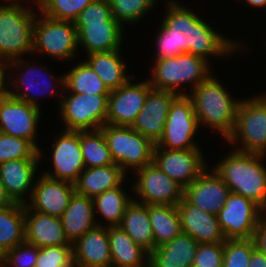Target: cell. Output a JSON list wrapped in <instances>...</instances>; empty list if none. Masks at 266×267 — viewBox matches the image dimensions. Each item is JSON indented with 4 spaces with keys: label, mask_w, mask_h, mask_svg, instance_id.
I'll list each match as a JSON object with an SVG mask.
<instances>
[{
    "label": "cell",
    "mask_w": 266,
    "mask_h": 267,
    "mask_svg": "<svg viewBox=\"0 0 266 267\" xmlns=\"http://www.w3.org/2000/svg\"><path fill=\"white\" fill-rule=\"evenodd\" d=\"M165 2L166 15L155 38V60L191 53L210 63L208 56H231L246 48L242 41L230 39L215 31L181 2Z\"/></svg>",
    "instance_id": "obj_1"
},
{
    "label": "cell",
    "mask_w": 266,
    "mask_h": 267,
    "mask_svg": "<svg viewBox=\"0 0 266 267\" xmlns=\"http://www.w3.org/2000/svg\"><path fill=\"white\" fill-rule=\"evenodd\" d=\"M264 154L231 150L214 167L232 193L244 196L266 210V165Z\"/></svg>",
    "instance_id": "obj_2"
},
{
    "label": "cell",
    "mask_w": 266,
    "mask_h": 267,
    "mask_svg": "<svg viewBox=\"0 0 266 267\" xmlns=\"http://www.w3.org/2000/svg\"><path fill=\"white\" fill-rule=\"evenodd\" d=\"M189 93L199 127L209 126L226 140L234 129L241 99L232 98L220 80L212 74Z\"/></svg>",
    "instance_id": "obj_3"
},
{
    "label": "cell",
    "mask_w": 266,
    "mask_h": 267,
    "mask_svg": "<svg viewBox=\"0 0 266 267\" xmlns=\"http://www.w3.org/2000/svg\"><path fill=\"white\" fill-rule=\"evenodd\" d=\"M28 7L20 1L0 4V60L6 63L32 54L37 12Z\"/></svg>",
    "instance_id": "obj_4"
},
{
    "label": "cell",
    "mask_w": 266,
    "mask_h": 267,
    "mask_svg": "<svg viewBox=\"0 0 266 267\" xmlns=\"http://www.w3.org/2000/svg\"><path fill=\"white\" fill-rule=\"evenodd\" d=\"M211 71V64L204 58L191 53H183L155 60L151 78L148 80L153 89L171 91L177 95H188L186 91L181 90L183 87L181 85L189 83V92H191L211 75Z\"/></svg>",
    "instance_id": "obj_5"
},
{
    "label": "cell",
    "mask_w": 266,
    "mask_h": 267,
    "mask_svg": "<svg viewBox=\"0 0 266 267\" xmlns=\"http://www.w3.org/2000/svg\"><path fill=\"white\" fill-rule=\"evenodd\" d=\"M226 141L237 143L233 149L266 155V93L240 101L234 129Z\"/></svg>",
    "instance_id": "obj_6"
},
{
    "label": "cell",
    "mask_w": 266,
    "mask_h": 267,
    "mask_svg": "<svg viewBox=\"0 0 266 267\" xmlns=\"http://www.w3.org/2000/svg\"><path fill=\"white\" fill-rule=\"evenodd\" d=\"M115 164L127 174L152 163L154 144L131 126L105 124L100 128Z\"/></svg>",
    "instance_id": "obj_7"
},
{
    "label": "cell",
    "mask_w": 266,
    "mask_h": 267,
    "mask_svg": "<svg viewBox=\"0 0 266 267\" xmlns=\"http://www.w3.org/2000/svg\"><path fill=\"white\" fill-rule=\"evenodd\" d=\"M78 49L74 22L51 19L37 12L33 27V54L39 51L53 59L69 61L76 57Z\"/></svg>",
    "instance_id": "obj_8"
},
{
    "label": "cell",
    "mask_w": 266,
    "mask_h": 267,
    "mask_svg": "<svg viewBox=\"0 0 266 267\" xmlns=\"http://www.w3.org/2000/svg\"><path fill=\"white\" fill-rule=\"evenodd\" d=\"M63 92L59 100L65 130H97L106 124L109 94H74Z\"/></svg>",
    "instance_id": "obj_9"
},
{
    "label": "cell",
    "mask_w": 266,
    "mask_h": 267,
    "mask_svg": "<svg viewBox=\"0 0 266 267\" xmlns=\"http://www.w3.org/2000/svg\"><path fill=\"white\" fill-rule=\"evenodd\" d=\"M199 128L191 98L177 95L170 104L162 138L154 148L200 149L194 139Z\"/></svg>",
    "instance_id": "obj_10"
},
{
    "label": "cell",
    "mask_w": 266,
    "mask_h": 267,
    "mask_svg": "<svg viewBox=\"0 0 266 267\" xmlns=\"http://www.w3.org/2000/svg\"><path fill=\"white\" fill-rule=\"evenodd\" d=\"M24 57L13 60L9 63H7V69H8V73L9 75H7V93L9 95H11L12 97L19 99L20 101L23 102H27L28 104L34 105L36 107L40 108V104L38 103V99L36 98L38 95L40 96H44L45 93H49L48 96H58L60 95L62 97L63 92H64V74H62L61 77H56L53 76L52 74H48L50 72H47V68L45 66H37L35 65V63H33V61L27 62L24 61ZM35 66V67H34ZM26 67V71H20L18 78L13 79V76H11V72L9 71V69L11 68H16L15 71H17L18 69ZM40 67V69H39ZM43 71H42V70ZM45 70V71H44ZM47 72V76H51L50 80H48L47 78H45V80L43 78H41L43 76L44 73ZM40 75V76H39ZM40 77V79L42 81L39 80L38 77ZM45 76V74H44ZM56 77V78H55ZM41 82V83H40ZM53 83V84H52ZM54 83H57V85H55ZM9 85V87H8ZM61 87V91L58 90L55 91L56 89H58L57 87ZM37 87V90H36ZM11 88V89H10ZM13 88V89H12ZM15 90V91H14ZM34 90V91H33ZM41 90V91H40ZM36 91V94L33 93ZM40 92L37 93V92ZM43 92V94H41ZM51 92V93H50Z\"/></svg>",
    "instance_id": "obj_11"
},
{
    "label": "cell",
    "mask_w": 266,
    "mask_h": 267,
    "mask_svg": "<svg viewBox=\"0 0 266 267\" xmlns=\"http://www.w3.org/2000/svg\"><path fill=\"white\" fill-rule=\"evenodd\" d=\"M134 173L137 175V181L133 182L131 189L139 198L133 197L137 202L146 205H178L184 198V187L153 162Z\"/></svg>",
    "instance_id": "obj_12"
},
{
    "label": "cell",
    "mask_w": 266,
    "mask_h": 267,
    "mask_svg": "<svg viewBox=\"0 0 266 267\" xmlns=\"http://www.w3.org/2000/svg\"><path fill=\"white\" fill-rule=\"evenodd\" d=\"M263 209L254 201L230 192L217 217L226 239L253 238Z\"/></svg>",
    "instance_id": "obj_13"
},
{
    "label": "cell",
    "mask_w": 266,
    "mask_h": 267,
    "mask_svg": "<svg viewBox=\"0 0 266 267\" xmlns=\"http://www.w3.org/2000/svg\"><path fill=\"white\" fill-rule=\"evenodd\" d=\"M41 110L7 92L0 97V133L31 141L38 149L37 128Z\"/></svg>",
    "instance_id": "obj_14"
},
{
    "label": "cell",
    "mask_w": 266,
    "mask_h": 267,
    "mask_svg": "<svg viewBox=\"0 0 266 267\" xmlns=\"http://www.w3.org/2000/svg\"><path fill=\"white\" fill-rule=\"evenodd\" d=\"M204 158L201 149L168 150L154 148L152 162L185 188L208 169V163Z\"/></svg>",
    "instance_id": "obj_15"
},
{
    "label": "cell",
    "mask_w": 266,
    "mask_h": 267,
    "mask_svg": "<svg viewBox=\"0 0 266 267\" xmlns=\"http://www.w3.org/2000/svg\"><path fill=\"white\" fill-rule=\"evenodd\" d=\"M51 144L53 171L47 170L44 175L75 184L80 174L85 169V163L81 152L80 131L65 130L54 139ZM53 173H52V172Z\"/></svg>",
    "instance_id": "obj_16"
},
{
    "label": "cell",
    "mask_w": 266,
    "mask_h": 267,
    "mask_svg": "<svg viewBox=\"0 0 266 267\" xmlns=\"http://www.w3.org/2000/svg\"><path fill=\"white\" fill-rule=\"evenodd\" d=\"M131 77L120 88L110 91L106 124L132 126L144 106L148 92L152 89L148 79L132 83Z\"/></svg>",
    "instance_id": "obj_17"
},
{
    "label": "cell",
    "mask_w": 266,
    "mask_h": 267,
    "mask_svg": "<svg viewBox=\"0 0 266 267\" xmlns=\"http://www.w3.org/2000/svg\"><path fill=\"white\" fill-rule=\"evenodd\" d=\"M41 174L34 183L30 201L25 205L30 210L60 218L76 192L75 184Z\"/></svg>",
    "instance_id": "obj_18"
},
{
    "label": "cell",
    "mask_w": 266,
    "mask_h": 267,
    "mask_svg": "<svg viewBox=\"0 0 266 267\" xmlns=\"http://www.w3.org/2000/svg\"><path fill=\"white\" fill-rule=\"evenodd\" d=\"M176 93L151 89L131 128L156 145L162 138L169 107Z\"/></svg>",
    "instance_id": "obj_19"
},
{
    "label": "cell",
    "mask_w": 266,
    "mask_h": 267,
    "mask_svg": "<svg viewBox=\"0 0 266 267\" xmlns=\"http://www.w3.org/2000/svg\"><path fill=\"white\" fill-rule=\"evenodd\" d=\"M78 48L92 53L118 50L122 46L124 27L117 21L74 22Z\"/></svg>",
    "instance_id": "obj_20"
},
{
    "label": "cell",
    "mask_w": 266,
    "mask_h": 267,
    "mask_svg": "<svg viewBox=\"0 0 266 267\" xmlns=\"http://www.w3.org/2000/svg\"><path fill=\"white\" fill-rule=\"evenodd\" d=\"M211 169H206L184 188V197L192 205L217 216L231 191L215 170Z\"/></svg>",
    "instance_id": "obj_21"
},
{
    "label": "cell",
    "mask_w": 266,
    "mask_h": 267,
    "mask_svg": "<svg viewBox=\"0 0 266 267\" xmlns=\"http://www.w3.org/2000/svg\"><path fill=\"white\" fill-rule=\"evenodd\" d=\"M182 233L199 244L225 242L226 238L216 215L192 205L185 197L177 205Z\"/></svg>",
    "instance_id": "obj_22"
},
{
    "label": "cell",
    "mask_w": 266,
    "mask_h": 267,
    "mask_svg": "<svg viewBox=\"0 0 266 267\" xmlns=\"http://www.w3.org/2000/svg\"><path fill=\"white\" fill-rule=\"evenodd\" d=\"M40 159H17L0 164V179L14 203L25 205L31 197ZM29 193V198L25 195Z\"/></svg>",
    "instance_id": "obj_23"
},
{
    "label": "cell",
    "mask_w": 266,
    "mask_h": 267,
    "mask_svg": "<svg viewBox=\"0 0 266 267\" xmlns=\"http://www.w3.org/2000/svg\"><path fill=\"white\" fill-rule=\"evenodd\" d=\"M74 267H111L108 227L96 226L73 244Z\"/></svg>",
    "instance_id": "obj_24"
},
{
    "label": "cell",
    "mask_w": 266,
    "mask_h": 267,
    "mask_svg": "<svg viewBox=\"0 0 266 267\" xmlns=\"http://www.w3.org/2000/svg\"><path fill=\"white\" fill-rule=\"evenodd\" d=\"M25 242L39 248L72 245L65 236L61 218L30 210L26 205Z\"/></svg>",
    "instance_id": "obj_25"
},
{
    "label": "cell",
    "mask_w": 266,
    "mask_h": 267,
    "mask_svg": "<svg viewBox=\"0 0 266 267\" xmlns=\"http://www.w3.org/2000/svg\"><path fill=\"white\" fill-rule=\"evenodd\" d=\"M60 218L65 236L71 244L96 226H105L96 220L92 198L76 192Z\"/></svg>",
    "instance_id": "obj_26"
},
{
    "label": "cell",
    "mask_w": 266,
    "mask_h": 267,
    "mask_svg": "<svg viewBox=\"0 0 266 267\" xmlns=\"http://www.w3.org/2000/svg\"><path fill=\"white\" fill-rule=\"evenodd\" d=\"M199 243L181 233L149 253V267H192Z\"/></svg>",
    "instance_id": "obj_27"
},
{
    "label": "cell",
    "mask_w": 266,
    "mask_h": 267,
    "mask_svg": "<svg viewBox=\"0 0 266 267\" xmlns=\"http://www.w3.org/2000/svg\"><path fill=\"white\" fill-rule=\"evenodd\" d=\"M126 174L117 164L85 168L75 183V191L77 194L93 198L124 184Z\"/></svg>",
    "instance_id": "obj_28"
},
{
    "label": "cell",
    "mask_w": 266,
    "mask_h": 267,
    "mask_svg": "<svg viewBox=\"0 0 266 267\" xmlns=\"http://www.w3.org/2000/svg\"><path fill=\"white\" fill-rule=\"evenodd\" d=\"M111 267H149V252L119 226L108 227Z\"/></svg>",
    "instance_id": "obj_29"
},
{
    "label": "cell",
    "mask_w": 266,
    "mask_h": 267,
    "mask_svg": "<svg viewBox=\"0 0 266 267\" xmlns=\"http://www.w3.org/2000/svg\"><path fill=\"white\" fill-rule=\"evenodd\" d=\"M119 227L149 253L154 250L155 240L148 214V205L133 199L126 207Z\"/></svg>",
    "instance_id": "obj_30"
},
{
    "label": "cell",
    "mask_w": 266,
    "mask_h": 267,
    "mask_svg": "<svg viewBox=\"0 0 266 267\" xmlns=\"http://www.w3.org/2000/svg\"><path fill=\"white\" fill-rule=\"evenodd\" d=\"M120 49L109 52L87 55L86 62L103 81L109 91L124 85L133 75L126 73V63L123 61Z\"/></svg>",
    "instance_id": "obj_31"
},
{
    "label": "cell",
    "mask_w": 266,
    "mask_h": 267,
    "mask_svg": "<svg viewBox=\"0 0 266 267\" xmlns=\"http://www.w3.org/2000/svg\"><path fill=\"white\" fill-rule=\"evenodd\" d=\"M25 242V205L0 209V258L11 248Z\"/></svg>",
    "instance_id": "obj_32"
},
{
    "label": "cell",
    "mask_w": 266,
    "mask_h": 267,
    "mask_svg": "<svg viewBox=\"0 0 266 267\" xmlns=\"http://www.w3.org/2000/svg\"><path fill=\"white\" fill-rule=\"evenodd\" d=\"M155 248L182 233L177 205H148Z\"/></svg>",
    "instance_id": "obj_33"
},
{
    "label": "cell",
    "mask_w": 266,
    "mask_h": 267,
    "mask_svg": "<svg viewBox=\"0 0 266 267\" xmlns=\"http://www.w3.org/2000/svg\"><path fill=\"white\" fill-rule=\"evenodd\" d=\"M122 187V185L117 186L92 198L95 216L99 213L107 222L106 227L119 226L126 207L133 200Z\"/></svg>",
    "instance_id": "obj_34"
},
{
    "label": "cell",
    "mask_w": 266,
    "mask_h": 267,
    "mask_svg": "<svg viewBox=\"0 0 266 267\" xmlns=\"http://www.w3.org/2000/svg\"><path fill=\"white\" fill-rule=\"evenodd\" d=\"M64 91L74 94H110L109 89L85 60L64 74Z\"/></svg>",
    "instance_id": "obj_35"
},
{
    "label": "cell",
    "mask_w": 266,
    "mask_h": 267,
    "mask_svg": "<svg viewBox=\"0 0 266 267\" xmlns=\"http://www.w3.org/2000/svg\"><path fill=\"white\" fill-rule=\"evenodd\" d=\"M80 145L85 168L115 164L101 129L80 131Z\"/></svg>",
    "instance_id": "obj_36"
},
{
    "label": "cell",
    "mask_w": 266,
    "mask_h": 267,
    "mask_svg": "<svg viewBox=\"0 0 266 267\" xmlns=\"http://www.w3.org/2000/svg\"><path fill=\"white\" fill-rule=\"evenodd\" d=\"M43 150L31 141L0 133V164L17 159H42Z\"/></svg>",
    "instance_id": "obj_37"
},
{
    "label": "cell",
    "mask_w": 266,
    "mask_h": 267,
    "mask_svg": "<svg viewBox=\"0 0 266 267\" xmlns=\"http://www.w3.org/2000/svg\"><path fill=\"white\" fill-rule=\"evenodd\" d=\"M94 0H42L38 11L51 19L75 22L82 10Z\"/></svg>",
    "instance_id": "obj_38"
},
{
    "label": "cell",
    "mask_w": 266,
    "mask_h": 267,
    "mask_svg": "<svg viewBox=\"0 0 266 267\" xmlns=\"http://www.w3.org/2000/svg\"><path fill=\"white\" fill-rule=\"evenodd\" d=\"M157 0H114L110 5L112 17L123 27L124 24H136L155 7Z\"/></svg>",
    "instance_id": "obj_39"
},
{
    "label": "cell",
    "mask_w": 266,
    "mask_h": 267,
    "mask_svg": "<svg viewBox=\"0 0 266 267\" xmlns=\"http://www.w3.org/2000/svg\"><path fill=\"white\" fill-rule=\"evenodd\" d=\"M255 248L253 238L226 239L222 267H249L252 251Z\"/></svg>",
    "instance_id": "obj_40"
},
{
    "label": "cell",
    "mask_w": 266,
    "mask_h": 267,
    "mask_svg": "<svg viewBox=\"0 0 266 267\" xmlns=\"http://www.w3.org/2000/svg\"><path fill=\"white\" fill-rule=\"evenodd\" d=\"M35 267H74L73 246L40 247Z\"/></svg>",
    "instance_id": "obj_41"
},
{
    "label": "cell",
    "mask_w": 266,
    "mask_h": 267,
    "mask_svg": "<svg viewBox=\"0 0 266 267\" xmlns=\"http://www.w3.org/2000/svg\"><path fill=\"white\" fill-rule=\"evenodd\" d=\"M39 247L24 242L8 250L0 258V267H35Z\"/></svg>",
    "instance_id": "obj_42"
},
{
    "label": "cell",
    "mask_w": 266,
    "mask_h": 267,
    "mask_svg": "<svg viewBox=\"0 0 266 267\" xmlns=\"http://www.w3.org/2000/svg\"><path fill=\"white\" fill-rule=\"evenodd\" d=\"M224 242L199 244L192 267H222Z\"/></svg>",
    "instance_id": "obj_43"
},
{
    "label": "cell",
    "mask_w": 266,
    "mask_h": 267,
    "mask_svg": "<svg viewBox=\"0 0 266 267\" xmlns=\"http://www.w3.org/2000/svg\"><path fill=\"white\" fill-rule=\"evenodd\" d=\"M116 21L112 17L110 3L106 0H94L86 6L75 22Z\"/></svg>",
    "instance_id": "obj_44"
},
{
    "label": "cell",
    "mask_w": 266,
    "mask_h": 267,
    "mask_svg": "<svg viewBox=\"0 0 266 267\" xmlns=\"http://www.w3.org/2000/svg\"><path fill=\"white\" fill-rule=\"evenodd\" d=\"M253 240L255 247L266 255V210L262 211L260 224L254 233Z\"/></svg>",
    "instance_id": "obj_45"
},
{
    "label": "cell",
    "mask_w": 266,
    "mask_h": 267,
    "mask_svg": "<svg viewBox=\"0 0 266 267\" xmlns=\"http://www.w3.org/2000/svg\"><path fill=\"white\" fill-rule=\"evenodd\" d=\"M249 267H266V255L255 248L252 251Z\"/></svg>",
    "instance_id": "obj_46"
},
{
    "label": "cell",
    "mask_w": 266,
    "mask_h": 267,
    "mask_svg": "<svg viewBox=\"0 0 266 267\" xmlns=\"http://www.w3.org/2000/svg\"><path fill=\"white\" fill-rule=\"evenodd\" d=\"M7 63L0 60V97L7 91Z\"/></svg>",
    "instance_id": "obj_47"
},
{
    "label": "cell",
    "mask_w": 266,
    "mask_h": 267,
    "mask_svg": "<svg viewBox=\"0 0 266 267\" xmlns=\"http://www.w3.org/2000/svg\"><path fill=\"white\" fill-rule=\"evenodd\" d=\"M14 204L15 203L12 201V199L7 194L4 188V185L0 179V209L10 207Z\"/></svg>",
    "instance_id": "obj_48"
},
{
    "label": "cell",
    "mask_w": 266,
    "mask_h": 267,
    "mask_svg": "<svg viewBox=\"0 0 266 267\" xmlns=\"http://www.w3.org/2000/svg\"><path fill=\"white\" fill-rule=\"evenodd\" d=\"M248 5L254 8H264L266 6V0H244Z\"/></svg>",
    "instance_id": "obj_49"
},
{
    "label": "cell",
    "mask_w": 266,
    "mask_h": 267,
    "mask_svg": "<svg viewBox=\"0 0 266 267\" xmlns=\"http://www.w3.org/2000/svg\"><path fill=\"white\" fill-rule=\"evenodd\" d=\"M11 1V0H9ZM13 2H19V0H12ZM26 1V0H25ZM33 2L36 6H38L41 3V0H27V2Z\"/></svg>",
    "instance_id": "obj_50"
},
{
    "label": "cell",
    "mask_w": 266,
    "mask_h": 267,
    "mask_svg": "<svg viewBox=\"0 0 266 267\" xmlns=\"http://www.w3.org/2000/svg\"><path fill=\"white\" fill-rule=\"evenodd\" d=\"M106 1L111 4L114 0H106Z\"/></svg>",
    "instance_id": "obj_51"
}]
</instances>
